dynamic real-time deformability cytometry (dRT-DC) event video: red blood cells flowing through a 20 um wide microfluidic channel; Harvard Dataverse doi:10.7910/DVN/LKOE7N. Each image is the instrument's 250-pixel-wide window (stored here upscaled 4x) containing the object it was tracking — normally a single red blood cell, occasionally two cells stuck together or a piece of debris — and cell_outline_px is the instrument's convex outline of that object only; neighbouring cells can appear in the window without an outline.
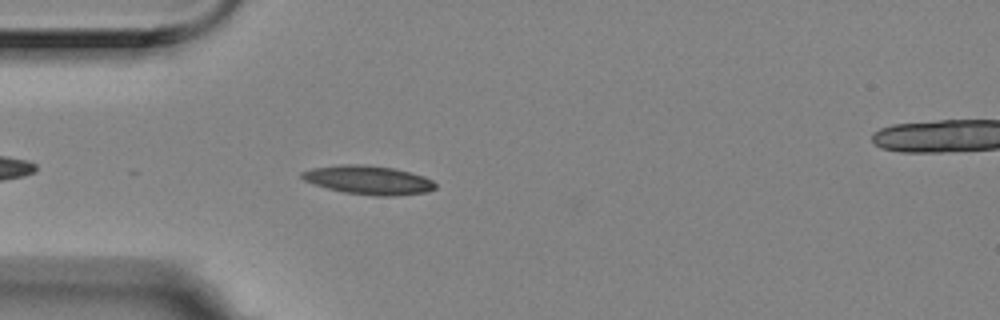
{"species": "Egyptian fruit bat (a non-hibernating species)", "species_latin": "Rousettus aegyptiacus", "temperature_condition": "room temperature", "stored_images_in_passage": 6, "segment_of_instrument_passage": [1, 2], "camera_frame_rate_fps": 3000, "um_per_image_px": 0.085, "animal": {"sex": "female"}, "frame": {"image": 1, "passage_image": 5, "time_ms": 1.333, "image_size_px": [1000, 320], "cell_outline_px": [[436, 188], [424, 192], [392, 196], [376, 196], [344, 192], [328, 188], [304, 180], [300, 176], [300, 172], [312, 168], [340, 164], [364, 164], [396, 168], [412, 172], [424, 176], [432, 180], [436, 184]], "centroid_in_image_um": [31.32, 15.28], "position_along_channel_um": 53.7, "area_um2": 22.43}}